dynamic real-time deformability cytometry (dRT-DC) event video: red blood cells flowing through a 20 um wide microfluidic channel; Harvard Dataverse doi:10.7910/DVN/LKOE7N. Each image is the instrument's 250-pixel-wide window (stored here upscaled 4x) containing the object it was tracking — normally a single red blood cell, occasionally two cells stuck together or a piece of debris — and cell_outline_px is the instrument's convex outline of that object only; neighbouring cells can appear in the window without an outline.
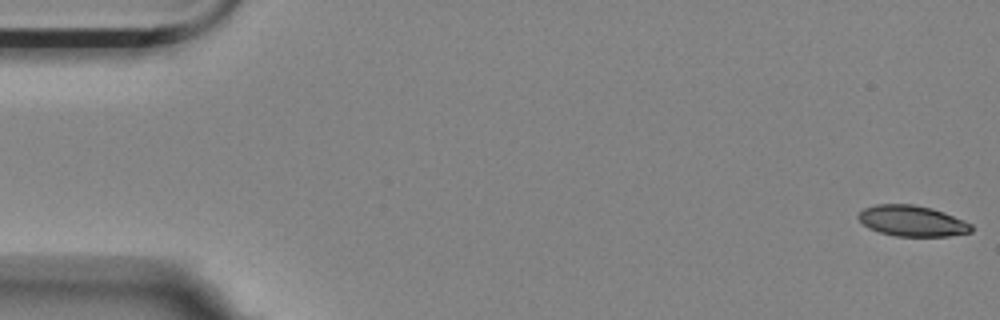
{"species": "Egyptian fruit bat (a non-hibernating species)", "species_latin": "Rousettus aegyptiacus", "temperature_condition": "room temperature", "stored_images_in_passage": 56, "camera_frame_rate_fps": 3000, "um_per_image_px": 0.085, "animal": {"sex": "female"}, "frame": {"image": 1, "passage_image": 1, "time_ms": 0.0, "image_size_px": [1000, 320], "cell_outline_px": [[972, 232], [948, 236], [896, 236], [880, 232], [868, 228], [856, 216], [864, 208], [876, 204], [912, 204], [932, 208], [944, 212], [972, 224]], "centroid_in_image_um": [77.53, 18.77], "position_along_channel_um": 7.5, "area_um2": 20.23}}
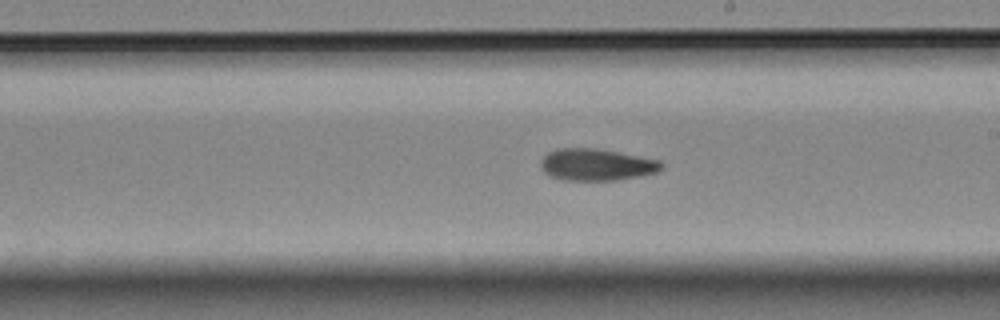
{"frame": {"image": 2, "passage_image": 32, "time_ms": 10.333, "image_size_px": [1000, 320], "cell_outline_px": [[664, 164], [656, 172], [640, 176], [616, 180], [560, 180], [544, 172], [540, 164], [540, 160], [548, 152], [556, 148], [592, 148], [616, 152], [660, 160]], "centroid_in_image_um": [50.66, 14.0], "position_along_channel_um": 238.3, "area_um2": 22.25}}
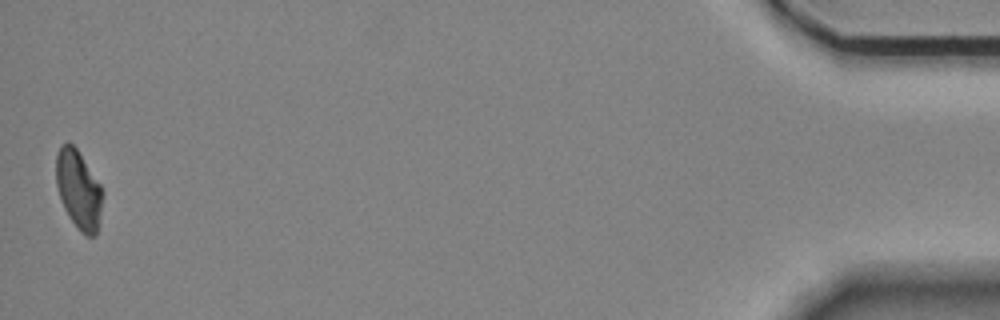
{"frame": {"image": 3, "passage_image": 56, "time_ms": 18.333, "image_size_px": [1000, 320], "cell_outline_px": [[104, 192], [96, 236], [84, 236], [80, 232], [68, 216], [64, 208], [56, 184], [56, 156], [60, 148], [68, 140], [76, 148], [100, 184]], "centroid_in_image_um": [6.69, 16.14], "position_along_channel_um": 428.5, "area_um2": 21.21}, "authors_computed_cell_mechanics": {"area_um2": 21.9062, "velocity_mm_per_s": 3.5225, "shape_relaxation_time_tau1_ms": null, "shape_relaxation_time_tau2_ms": 7.0725, "deformation_change_tau1": null, "deformation_change_tau2": 0.136}}